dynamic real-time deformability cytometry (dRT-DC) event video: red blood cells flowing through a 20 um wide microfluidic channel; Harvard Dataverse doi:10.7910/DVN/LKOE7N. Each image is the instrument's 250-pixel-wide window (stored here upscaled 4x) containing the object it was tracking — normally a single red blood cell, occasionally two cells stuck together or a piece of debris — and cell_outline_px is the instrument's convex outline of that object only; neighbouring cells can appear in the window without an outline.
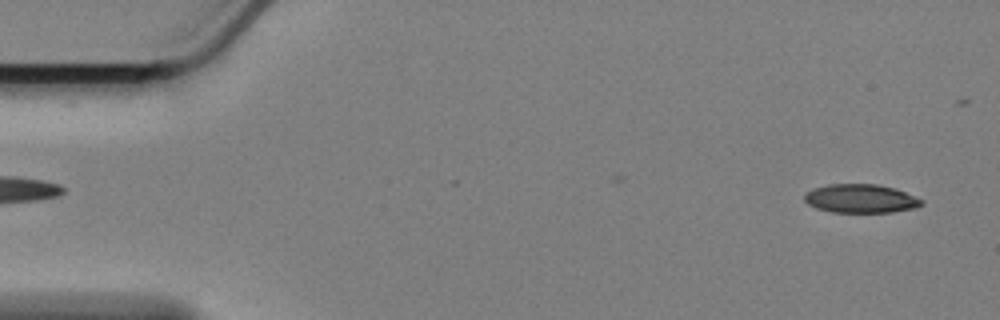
{"species": "Egyptian fruit bat (a non-hibernating species)", "species_latin": "Rousettus aegyptiacus", "temperature_condition": "cold", "stored_images_in_passage": 11, "camera_frame_rate_fps": 3000, "um_per_image_px": 0.085, "animal": {"sex": "female"}, "frame": {"image": 1, "passage_image": 2, "time_ms": 0.333, "image_size_px": [1000, 320], "cell_outline_px": [[924, 204], [916, 208], [892, 212], [832, 212], [816, 208], [808, 204], [804, 200], [804, 192], [812, 188], [828, 184], [876, 184], [896, 188], [924, 200]], "centroid_in_image_um": [73.16, 16.87], "position_along_channel_um": 11.8, "area_um2": 19.83}}